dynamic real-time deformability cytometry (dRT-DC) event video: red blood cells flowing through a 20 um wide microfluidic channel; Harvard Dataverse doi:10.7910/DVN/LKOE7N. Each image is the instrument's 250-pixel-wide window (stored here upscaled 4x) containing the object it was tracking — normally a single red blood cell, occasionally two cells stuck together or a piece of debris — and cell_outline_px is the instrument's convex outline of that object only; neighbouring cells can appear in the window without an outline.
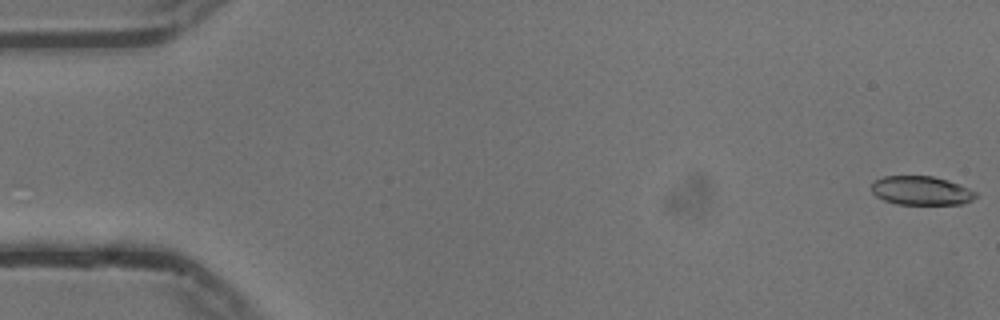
{"species": "common noctule bat (a hibernating species)", "species_latin": "Nyctalus noctula", "temperature_condition": "cold", "stored_images_in_passage": 10, "camera_frame_rate_fps": 3000, "um_per_image_px": 0.085, "animal": {"sex": "male", "body_mass_g": 13.3}, "frame": {"image": 1, "passage_image": 1, "time_ms": 0.0, "image_size_px": [1000, 320], "cell_outline_px": [[976, 196], [972, 200], [960, 204], [896, 204], [884, 200], [876, 196], [872, 192], [872, 184], [876, 180], [884, 176], [932, 176], [948, 180], [960, 184], [976, 192]], "centroid_in_image_um": [78.3, 16.2], "position_along_channel_um": 6.7, "area_um2": 17.46}}